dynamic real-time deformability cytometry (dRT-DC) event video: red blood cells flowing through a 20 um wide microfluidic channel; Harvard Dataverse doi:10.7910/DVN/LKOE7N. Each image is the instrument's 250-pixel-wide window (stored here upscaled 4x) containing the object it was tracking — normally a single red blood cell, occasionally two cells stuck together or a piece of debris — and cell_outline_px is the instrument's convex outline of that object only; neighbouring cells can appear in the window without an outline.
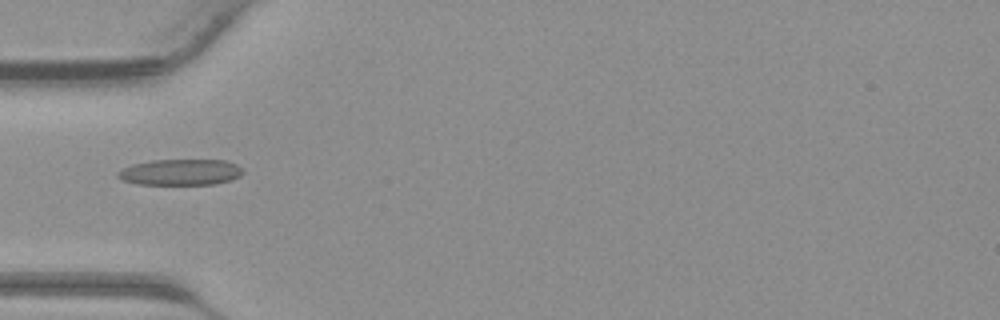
{"species": "common noctule bat (a hibernating species)", "species_latin": "Nyctalus noctula", "temperature_condition": "warm", "stored_images_in_passage": 42, "camera_frame_rate_fps": 3000, "um_per_image_px": 0.085, "animal": {"sex": "male", "body_mass_g": 23.1, "forearm_length_mm": 52.7}, "frame": {"image": 1, "passage_image": 14, "time_ms": 4.333, "image_size_px": [1000, 320], "cell_outline_px": [[244, 172], [240, 176], [216, 184], [136, 184], [124, 180], [116, 176], [116, 172], [132, 164], [152, 160], [224, 160], [236, 164], [244, 168]], "centroid_in_image_um": [15.35, 14.63], "position_along_channel_um": 69.7, "area_um2": 18.96}}
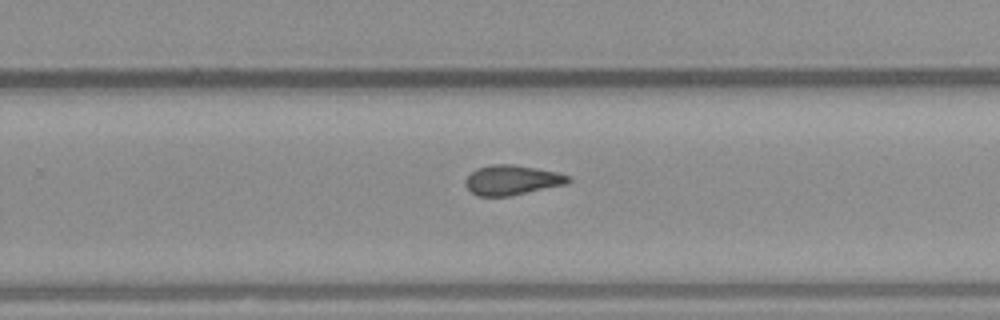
{"frame": {"image": 2, "passage_image": 27, "time_ms": 8.667, "image_size_px": [1000, 320], "cell_outline_px": [[572, 180], [568, 184], [512, 196], [476, 196], [464, 184], [464, 180], [476, 168], [492, 164], [512, 164], [536, 168], [556, 172], [572, 176]], "centroid_in_image_um": [43.55, 15.31], "position_along_channel_um": 286.3, "area_um2": 18.15}}
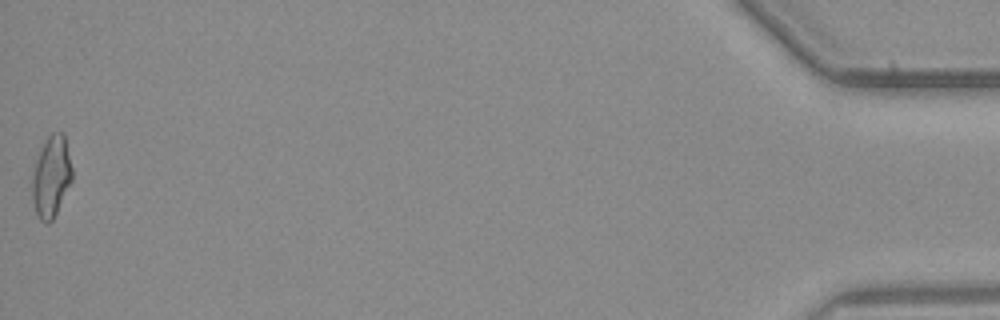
{"frame": {"image": 3, "passage_image": 42, "time_ms": 13.667, "image_size_px": [1000, 320], "cell_outline_px": [[72, 180], [52, 220], [48, 224], [44, 224], [40, 220], [36, 212], [32, 200], [32, 176], [36, 160], [48, 136], [52, 132], [64, 132], [72, 168]], "centroid_in_image_um": [4.36, 15.02], "position_along_channel_um": 430.8, "area_um2": 18.73}}